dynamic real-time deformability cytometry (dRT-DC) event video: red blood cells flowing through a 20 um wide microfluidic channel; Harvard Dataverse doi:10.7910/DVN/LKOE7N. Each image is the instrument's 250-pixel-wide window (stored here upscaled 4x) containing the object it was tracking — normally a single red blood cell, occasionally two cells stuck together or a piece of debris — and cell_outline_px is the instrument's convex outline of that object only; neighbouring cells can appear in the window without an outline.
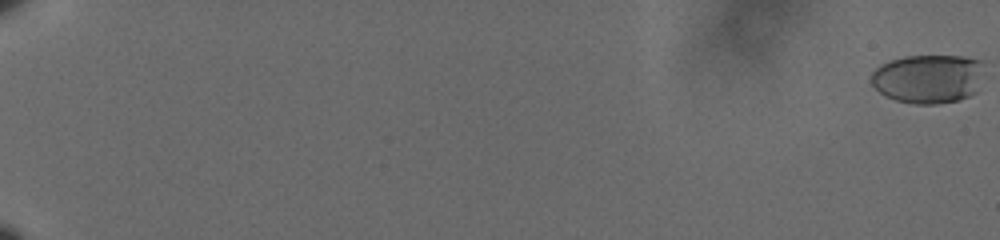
{"species": "human", "species_latin": "Homo sapiens", "temperature_condition": "cold", "stored_images_in_passage": 23, "camera_frame_rate_fps": 3000, "um_per_image_px": 0.085, "donor": {"sex": "male"}, "frame": {"image": 1, "passage_image": 1, "time_ms": 0.0, "image_size_px": [1000, 240], "cell_outline_px": [[980, 60], [976, 92], [960, 100], [936, 104], [916, 104], [896, 100], [884, 96], [872, 84], [872, 72], [880, 64], [904, 56], [964, 56]], "centroid_in_image_um": [78.83, 6.7], "position_along_channel_um": 6.2, "area_um2": 31.73}}
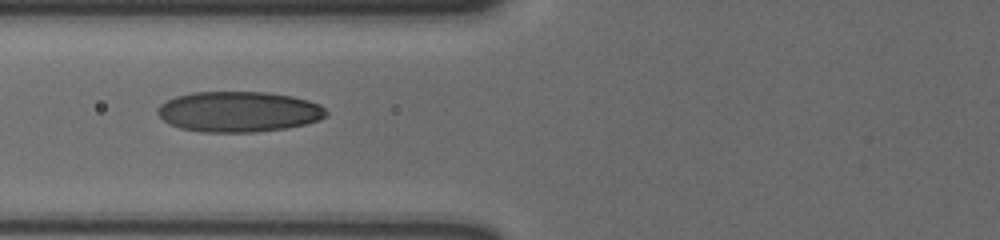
{"frame": {"image": 2, "passage_image": 20, "time_ms": 6.333, "image_size_px": [1000, 240], "cell_outline_px": [[328, 116], [320, 120], [288, 128], [256, 132], [200, 132], [180, 128], [168, 124], [156, 112], [156, 108], [160, 104], [176, 96], [192, 92], [268, 92], [292, 96], [308, 100], [320, 104], [328, 112]], "centroid_in_image_um": [20.3, 9.5], "position_along_channel_um": 105.5, "area_um2": 40.17}}
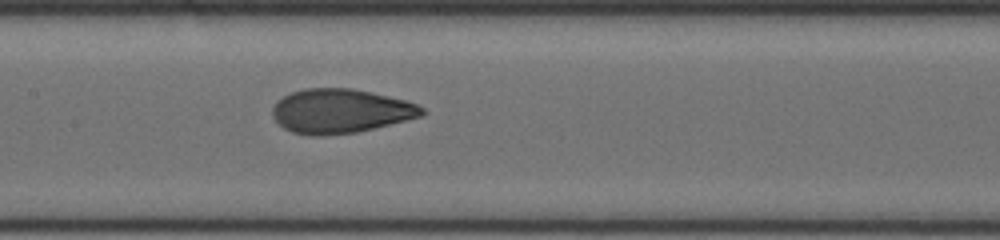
{"frame": {"image": 3, "passage_image": 23, "time_ms": 7.333, "image_size_px": [1000, 240], "cell_outline_px": [[424, 116], [408, 120], [356, 132], [324, 136], [312, 136], [292, 132], [284, 128], [272, 116], [272, 108], [276, 100], [292, 92], [304, 88], [352, 88], [372, 92], [404, 100], [416, 104], [424, 108]], "centroid_in_image_um": [28.92, 9.44], "position_along_channel_um": 178.5, "area_um2": 38.61}}